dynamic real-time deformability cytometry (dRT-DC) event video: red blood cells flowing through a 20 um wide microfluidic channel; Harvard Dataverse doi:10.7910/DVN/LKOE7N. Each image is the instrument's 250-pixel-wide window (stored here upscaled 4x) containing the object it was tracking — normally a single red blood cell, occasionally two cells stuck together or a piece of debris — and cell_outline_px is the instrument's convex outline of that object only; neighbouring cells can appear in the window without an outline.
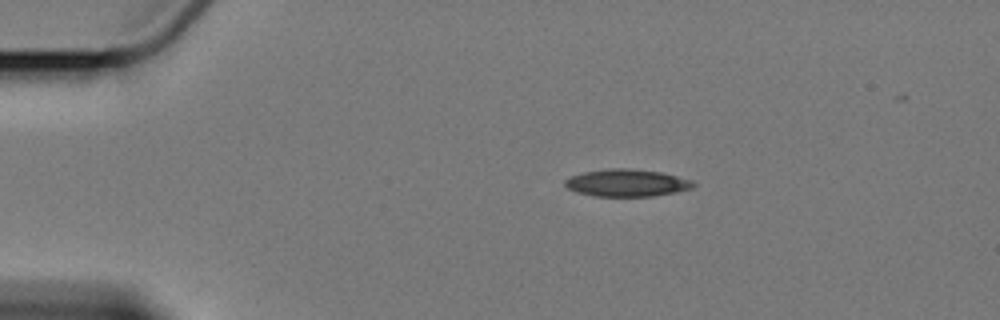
{"species": "Egyptian fruit bat (a non-hibernating species)", "species_latin": "Rousettus aegyptiacus", "temperature_condition": "cold", "stored_images_in_passage": 4, "camera_frame_rate_fps": 3000, "um_per_image_px": 0.085, "animal": {"sex": "female"}, "frame": {"image": 1, "passage_image": 1, "time_ms": 0.0, "image_size_px": [1000, 320], "cell_outline_px": [[696, 184], [692, 188], [676, 192], [652, 196], [596, 196], [580, 192], [568, 188], [564, 184], [564, 180], [572, 176], [584, 172], [612, 168], [628, 168], [660, 172], [692, 180]], "centroid_in_image_um": [53.3, 15.54], "position_along_channel_um": 31.7, "area_um2": 20.11}}
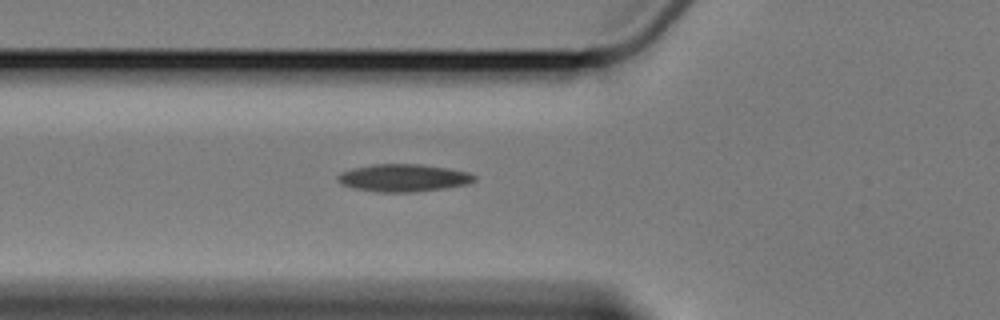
{"frame": {"image": 2, "passage_image": 4, "time_ms": 3.333, "image_size_px": [1000, 320], "cell_outline_px": [[476, 180], [468, 184], [444, 188], [416, 192], [380, 192], [356, 188], [344, 184], [336, 180], [336, 176], [340, 172], [352, 168], [372, 164], [420, 164], [468, 172], [476, 176]], "centroid_in_image_um": [34.28, 15.11], "position_along_channel_um": 91.5, "area_um2": 21.79}}